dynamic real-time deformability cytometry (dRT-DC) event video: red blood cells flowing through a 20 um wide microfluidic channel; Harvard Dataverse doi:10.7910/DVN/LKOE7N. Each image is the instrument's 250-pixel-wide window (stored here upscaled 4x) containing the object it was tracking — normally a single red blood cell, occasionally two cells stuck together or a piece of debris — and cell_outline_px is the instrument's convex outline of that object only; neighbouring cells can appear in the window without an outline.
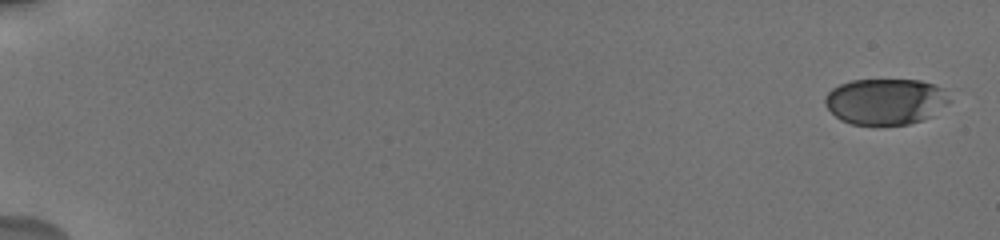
{"species": "human", "species_latin": "Homo sapiens", "temperature_condition": "cold", "stored_images_in_passage": 56, "camera_frame_rate_fps": 3000, "um_per_image_px": 0.085, "donor": {"sex": "male"}, "frame": {"image": 1, "passage_image": 1, "time_ms": 0.0, "image_size_px": [1000, 240], "cell_outline_px": [[948, 104], [924, 120], [908, 124], [852, 124], [840, 120], [824, 104], [824, 96], [832, 88], [840, 84], [852, 80], [920, 80], [944, 88], [948, 100]], "centroid_in_image_um": [75.24, 8.62], "position_along_channel_um": 9.8, "area_um2": 33.23}}
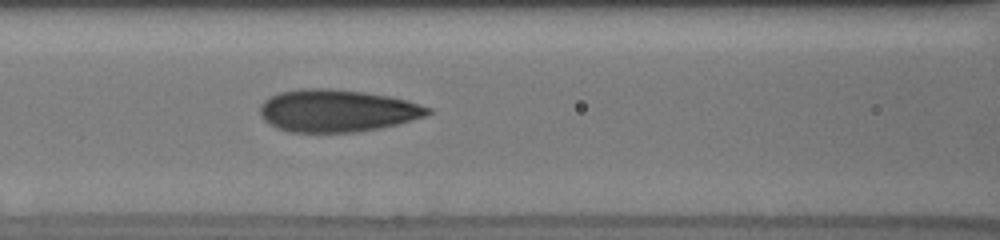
{"frame": {"image": 2, "passage_image": 20, "time_ms": 8.667, "image_size_px": [1000, 240], "cell_outline_px": [[432, 112], [424, 116], [396, 124], [376, 128], [352, 132], [292, 132], [276, 128], [264, 120], [260, 116], [260, 104], [264, 100], [280, 92], [300, 88], [328, 88], [364, 92], [388, 96], [404, 100], [432, 108]], "centroid_in_image_um": [28.59, 9.4], "position_along_channel_um": 138.0, "area_um2": 41.1}}
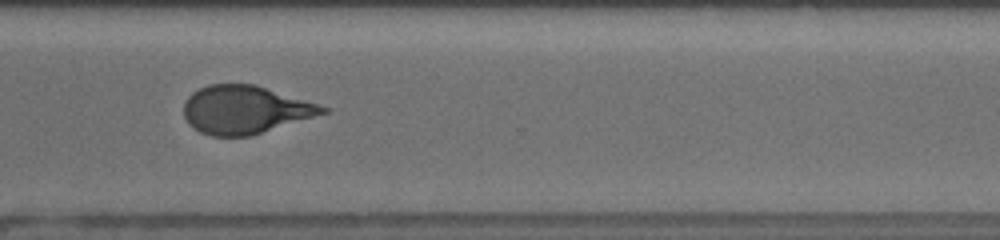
{"frame": {"image": 3, "passage_image": 40, "time_ms": 14.333, "image_size_px": [1000, 240], "cell_outline_px": [[328, 112], [248, 136], [212, 136], [200, 132], [188, 124], [184, 116], [184, 104], [188, 96], [192, 92], [208, 84], [256, 84], [328, 108]], "centroid_in_image_um": [20.76, 9.32], "position_along_channel_um": 349.8, "area_um2": 38.38}, "authors_computed_cell_mechanics": {"area_um2": 39.2173, "velocity_mm_per_s": 3.7388, "shape_relaxation_time_tau1_ms": 3.55, "shape_relaxation_time_tau2_ms": 1.0335, "deformation_change_tau1": 0.1683, "deformation_change_tau2": 0.0786}}